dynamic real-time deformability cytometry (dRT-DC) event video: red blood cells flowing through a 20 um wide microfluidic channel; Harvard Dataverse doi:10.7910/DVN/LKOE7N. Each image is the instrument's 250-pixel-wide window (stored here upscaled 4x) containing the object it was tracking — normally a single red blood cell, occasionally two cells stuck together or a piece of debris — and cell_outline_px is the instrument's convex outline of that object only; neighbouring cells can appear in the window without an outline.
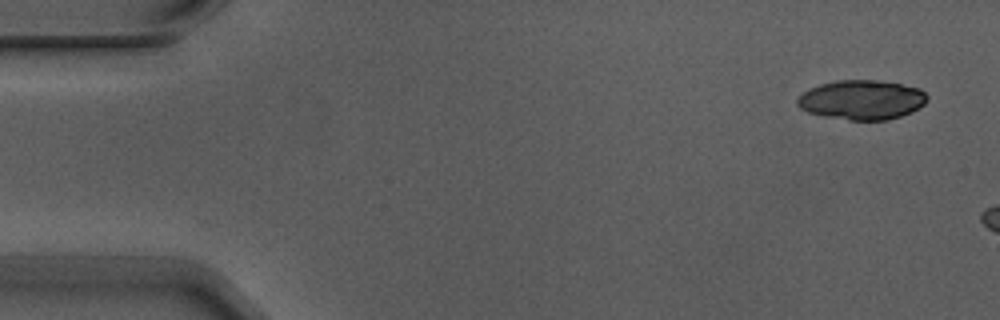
{"species": "Egyptian fruit bat (a non-hibernating species)", "species_latin": "Rousettus aegyptiacus", "temperature_condition": "warm", "stored_images_in_passage": 3, "camera_frame_rate_fps": 3000, "um_per_image_px": 0.085, "animal": {"sex": "male"}, "frame": {"image": 1, "passage_image": 1, "time_ms": 0.0, "image_size_px": [1000, 320], "cell_outline_px": [[928, 100], [924, 104], [912, 112], [888, 120], [848, 120], [824, 116], [808, 112], [800, 108], [796, 104], [796, 100], [808, 88], [820, 84], [836, 80], [872, 80], [900, 84], [920, 88], [928, 96]], "centroid_in_image_um": [73.25, 8.49], "position_along_channel_um": 11.8, "area_um2": 29.94}}